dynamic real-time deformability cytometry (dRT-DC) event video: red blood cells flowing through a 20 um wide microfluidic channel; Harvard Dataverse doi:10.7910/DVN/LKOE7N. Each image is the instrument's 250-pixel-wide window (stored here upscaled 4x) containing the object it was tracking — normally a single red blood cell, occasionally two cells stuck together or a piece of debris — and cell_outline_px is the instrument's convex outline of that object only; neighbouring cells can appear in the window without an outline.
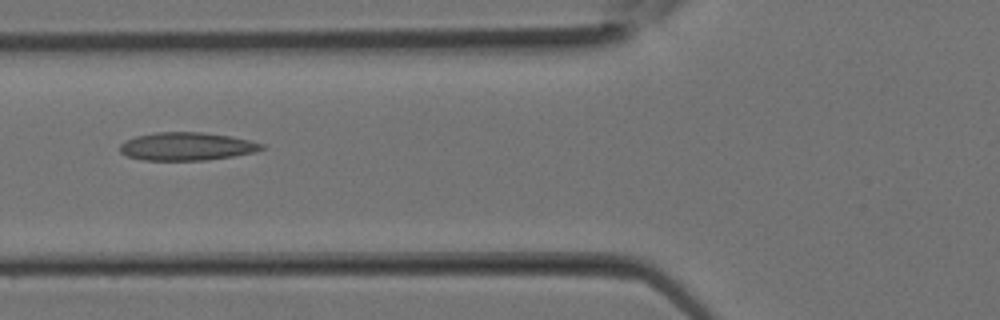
{"species": "Egyptian fruit bat (a non-hibernating species)", "species_latin": "Rousettus aegyptiacus", "temperature_condition": "room temperature", "stored_images_in_passage": 12, "camera_frame_rate_fps": 3000, "um_per_image_px": 0.085, "animal": {"sex": "female"}, "frame": {"image": 1, "passage_image": 9, "time_ms": 2.667, "image_size_px": [1000, 320], "cell_outline_px": [[264, 148], [256, 152], [232, 156], [204, 160], [144, 160], [128, 156], [120, 152], [120, 144], [124, 140], [136, 136], [156, 132], [200, 132], [232, 136], [252, 140], [264, 144]], "centroid_in_image_um": [15.89, 12.43], "position_along_channel_um": 109.9, "area_um2": 23.24}}
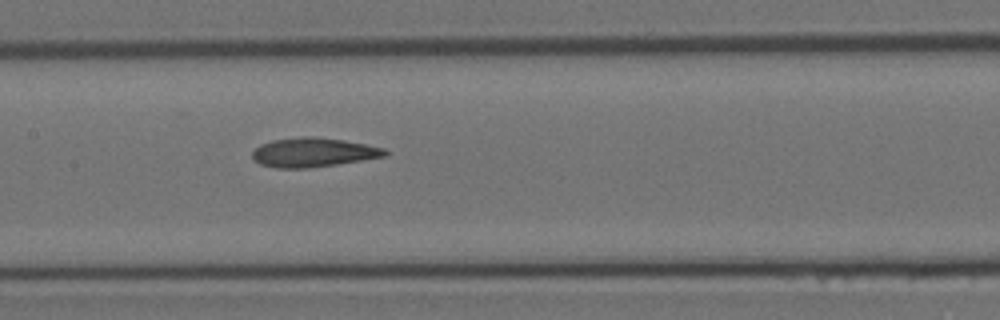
{"frame": {"image": 2, "passage_image": 12, "time_ms": 3.667, "image_size_px": [1000, 320], "cell_outline_px": [[388, 156], [336, 164], [308, 168], [276, 168], [260, 164], [252, 156], [252, 152], [260, 144], [272, 140], [300, 136], [312, 136], [344, 140], [384, 148], [388, 152]], "centroid_in_image_um": [26.62, 12.95], "position_along_channel_um": 180.8, "area_um2": 22.54}}